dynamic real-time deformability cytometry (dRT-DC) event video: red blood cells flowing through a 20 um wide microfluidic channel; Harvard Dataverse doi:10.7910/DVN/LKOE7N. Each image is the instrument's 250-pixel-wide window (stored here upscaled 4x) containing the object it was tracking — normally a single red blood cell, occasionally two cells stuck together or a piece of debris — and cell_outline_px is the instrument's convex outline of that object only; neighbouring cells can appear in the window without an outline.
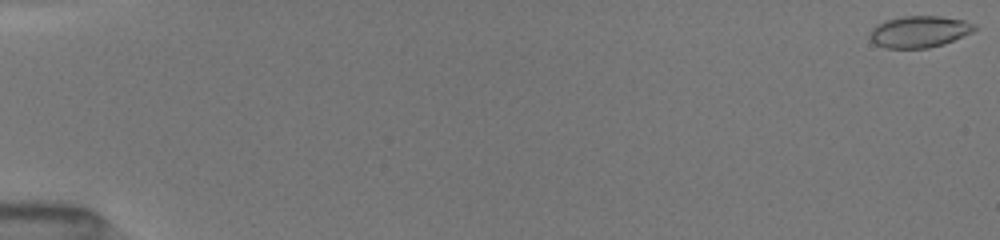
{"species": "common noctule bat (a hibernating species)", "species_latin": "Nyctalus noctula", "temperature_condition": "room temperature", "stored_images_in_passage": 66, "camera_frame_rate_fps": 3000, "um_per_image_px": 0.085, "animal": {"sex": "female", "body_mass_g": 19.5, "forearm_length_mm": 54.1}, "frame": {"image": 1, "passage_image": 1, "time_ms": 0.0, "image_size_px": [1000, 240], "cell_outline_px": [[980, 28], [972, 32], [944, 44], [928, 48], [884, 48], [876, 44], [868, 36], [872, 28], [876, 24], [884, 20], [904, 16], [940, 16], [964, 20], [976, 24]], "centroid_in_image_um": [78.15, 2.68], "position_along_channel_um": 6.8, "area_um2": 19.48}}
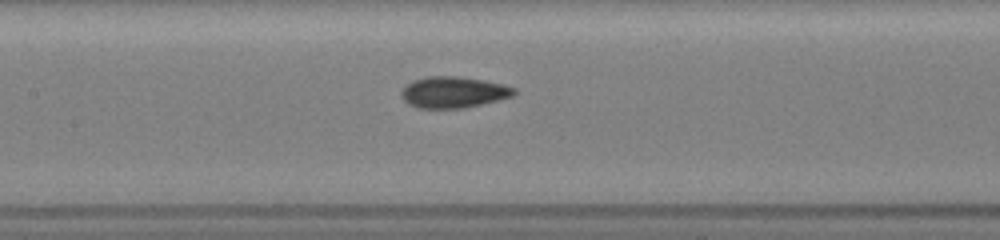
{"frame": {"image": 2, "passage_image": 37, "time_ms": 8.333, "image_size_px": [1000, 240], "cell_outline_px": [[516, 92], [512, 96], [464, 108], [416, 108], [408, 104], [400, 96], [400, 92], [412, 80], [428, 76], [460, 76], [484, 80], [504, 84], [516, 88]], "centroid_in_image_um": [38.52, 7.83], "position_along_channel_um": 168.9, "area_um2": 20.58}}
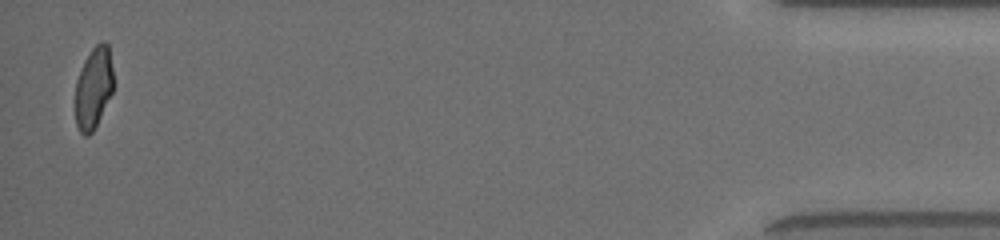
{"frame": {"image": 3, "passage_image": 66, "time_ms": 16.667, "image_size_px": [1000, 240], "cell_outline_px": [[112, 92], [92, 132], [88, 136], [84, 136], [80, 132], [76, 124], [76, 80], [84, 60], [92, 48], [100, 40], [104, 40], [108, 44], [112, 68]], "centroid_in_image_um": [7.94, 7.43], "position_along_channel_um": 427.3, "area_um2": 17.86}, "authors_computed_cell_mechanics": {"area_um2": 19.4786, "velocity_mm_per_s": 4.0606, "shape_relaxation_time_tau1_ms": 4.5383, "shape_relaxation_time_tau2_ms": 1.4428, "deformation_change_tau1": 0.1368, "deformation_change_tau2": 0.0555}}